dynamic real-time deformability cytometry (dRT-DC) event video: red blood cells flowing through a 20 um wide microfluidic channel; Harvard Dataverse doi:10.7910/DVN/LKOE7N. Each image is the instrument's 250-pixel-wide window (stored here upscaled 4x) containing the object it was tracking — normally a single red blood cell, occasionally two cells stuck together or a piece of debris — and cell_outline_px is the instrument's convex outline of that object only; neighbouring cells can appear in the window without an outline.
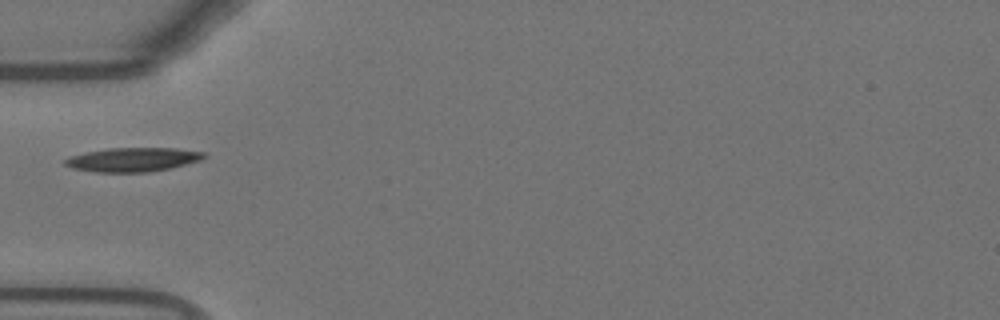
{"species": "Egyptian fruit bat (a non-hibernating species)", "species_latin": "Rousettus aegyptiacus", "temperature_condition": "warm", "stored_images_in_passage": 38, "camera_frame_rate_fps": 3000, "um_per_image_px": 0.085, "animal": {"sex": "female"}, "frame": {"image": 1, "passage_image": 1, "time_ms": 0.0, "image_size_px": [1000, 320], "cell_outline_px": [[208, 156], [200, 160], [172, 168], [148, 172], [96, 172], [72, 168], [64, 164], [64, 160], [68, 156], [84, 152], [108, 148], [176, 148], [204, 152]], "centroid_in_image_um": [11.28, 13.56], "position_along_channel_um": 73.7, "area_um2": 19.59}}
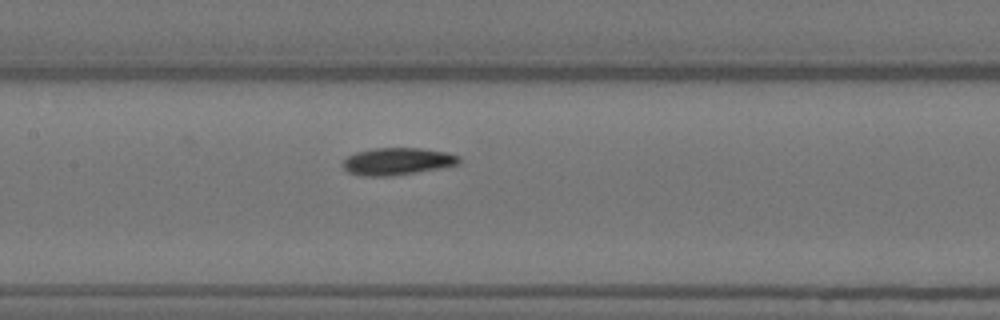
{"frame": {"image": 2, "passage_image": 9, "time_ms": 2.667, "image_size_px": [1000, 320], "cell_outline_px": [[460, 164], [440, 168], [384, 176], [368, 176], [348, 172], [340, 164], [348, 156], [356, 152], [372, 148], [420, 148], [448, 152], [460, 156]], "centroid_in_image_um": [33.78, 13.69], "position_along_channel_um": 173.6, "area_um2": 18.26}}
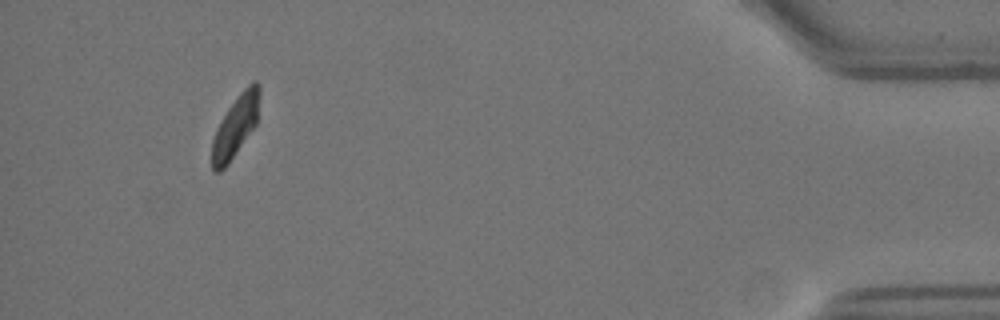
{"frame": {"image": 3, "passage_image": 34, "time_ms": 11.0, "image_size_px": [1000, 320], "cell_outline_px": [[260, 96], [256, 124], [228, 164], [220, 172], [216, 172], [212, 168], [212, 140], [228, 108], [240, 92], [252, 80], [256, 80], [260, 84]], "centroid_in_image_um": [20.04, 10.69], "position_along_channel_um": 415.2, "area_um2": 16.76}}